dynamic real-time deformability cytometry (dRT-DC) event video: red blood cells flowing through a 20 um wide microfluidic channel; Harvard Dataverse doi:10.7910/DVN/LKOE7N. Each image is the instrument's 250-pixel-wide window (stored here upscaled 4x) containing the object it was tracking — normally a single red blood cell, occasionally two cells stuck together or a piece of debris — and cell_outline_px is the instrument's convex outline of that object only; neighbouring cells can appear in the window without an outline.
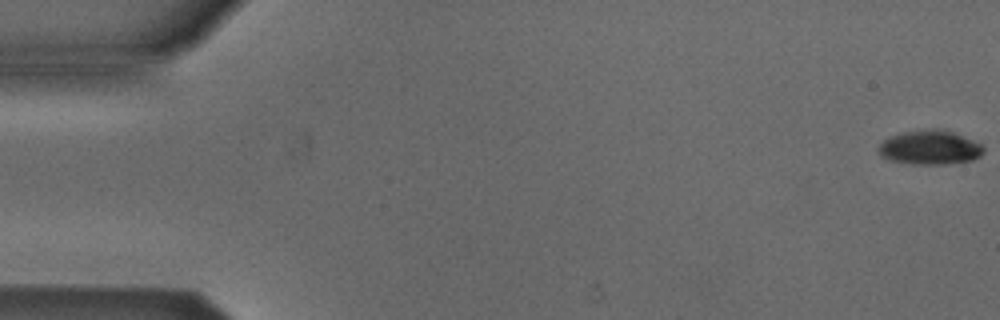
{"species": "Egyptian fruit bat (a non-hibernating species)", "species_latin": "Rousettus aegyptiacus", "temperature_condition": "cold", "stored_images_in_passage": 53, "camera_frame_rate_fps": 3000, "um_per_image_px": 0.085, "animal": {"sex": "male"}, "frame": {"image": 1, "passage_image": 1, "time_ms": 0.0, "image_size_px": [1000, 320], "cell_outline_px": [[984, 152], [980, 156], [972, 160], [944, 164], [912, 164], [892, 160], [880, 156], [880, 144], [884, 140], [892, 136], [904, 132], [932, 128], [940, 128], [952, 132], [972, 140], [980, 144], [984, 148]], "centroid_in_image_um": [79.06, 12.54], "position_along_channel_um": 5.9, "area_um2": 20.63}}
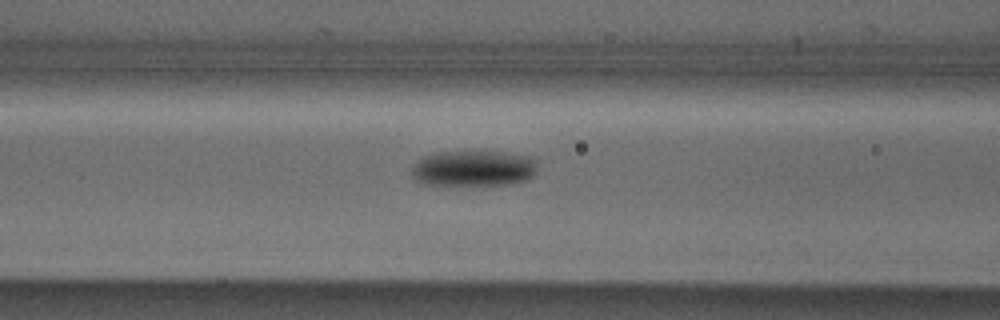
{"frame": {"image": 2, "passage_image": 22, "time_ms": 7.0, "image_size_px": [1000, 320], "cell_outline_px": [[536, 172], [532, 176], [524, 180], [512, 184], [424, 184], [416, 180], [412, 176], [412, 168], [416, 160], [424, 156], [436, 152], [476, 148], [504, 152], [528, 156], [532, 160], [536, 168]], "centroid_in_image_um": [40.2, 14.25], "position_along_channel_um": 126.4, "area_um2": 26.82}}
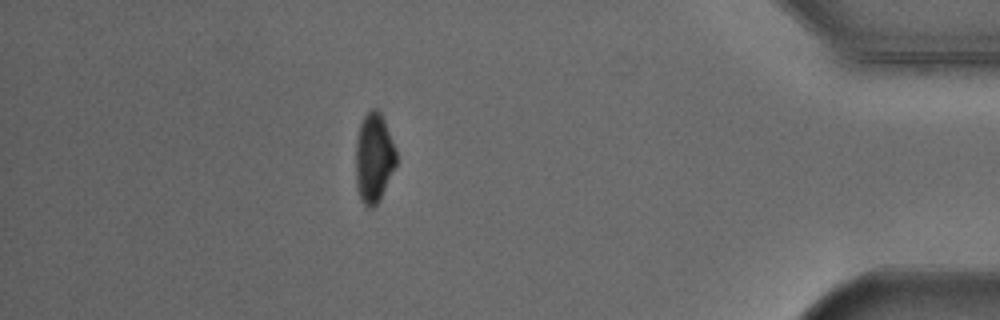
{"frame": {"image": 3, "passage_image": 47, "time_ms": 15.333, "image_size_px": [1000, 320], "cell_outline_px": [[396, 164], [380, 200], [372, 208], [368, 208], [360, 200], [356, 188], [356, 140], [360, 124], [364, 116], [372, 108], [376, 108], [380, 112], [384, 120], [396, 152]], "centroid_in_image_um": [31.76, 13.45], "position_along_channel_um": 403.4, "area_um2": 21.04}, "authors_computed_cell_mechanics": {"area_um2": 23.12, "velocity_mm_per_s": 3.9022, "shape_relaxation_time_tau1_ms": 2.5948, "shape_relaxation_time_tau2_ms": null, "deformation_change_tau1": 0.12, "deformation_change_tau2": null}}